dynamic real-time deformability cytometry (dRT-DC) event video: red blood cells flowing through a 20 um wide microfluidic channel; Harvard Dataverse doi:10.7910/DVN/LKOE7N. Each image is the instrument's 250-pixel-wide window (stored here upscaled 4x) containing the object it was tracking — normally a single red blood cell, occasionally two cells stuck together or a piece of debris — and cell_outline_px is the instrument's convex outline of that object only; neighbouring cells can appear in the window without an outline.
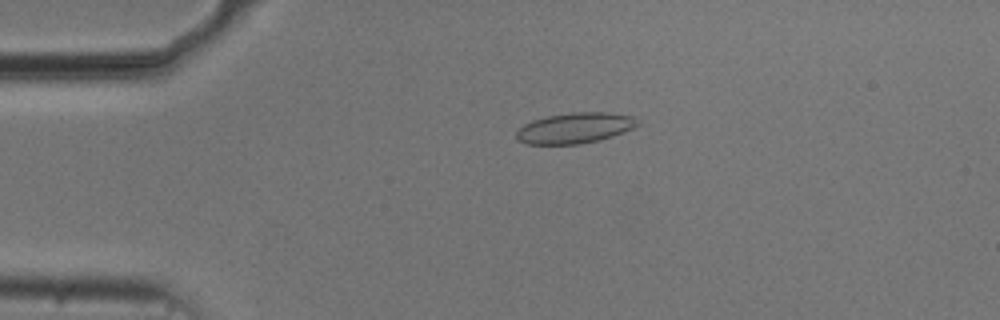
{"species": "common noctule bat (a hibernating species)", "species_latin": "Nyctalus noctula", "temperature_condition": "cold", "stored_images_in_passage": 54, "camera_frame_rate_fps": 3000, "um_per_image_px": 0.085, "animal": {"sex": "male", "body_mass_g": 20.5, "forearm_length_mm": 52.5}, "frame": {"image": 1, "passage_image": 12, "time_ms": 3.667, "image_size_px": [1000, 320], "cell_outline_px": [[640, 124], [632, 128], [612, 136], [600, 140], [580, 144], [528, 144], [520, 140], [516, 136], [516, 132], [524, 124], [532, 120], [548, 116], [572, 112], [608, 112], [636, 116]], "centroid_in_image_um": [48.9, 10.87], "position_along_channel_um": 36.1, "area_um2": 21.62}}
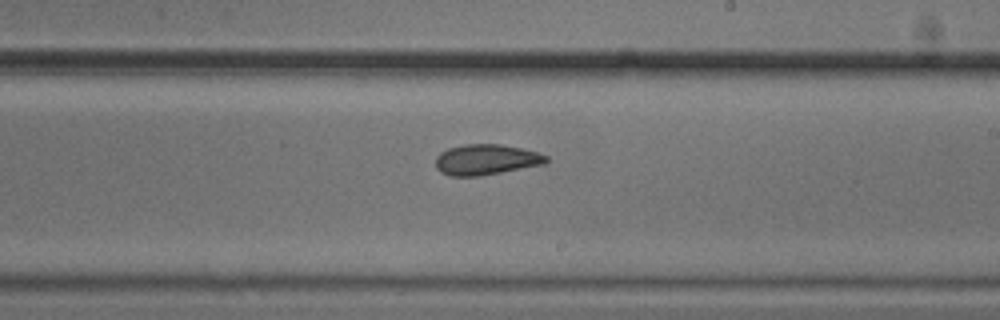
{"frame": {"image": 2, "passage_image": 32, "time_ms": 10.333, "image_size_px": [1000, 320], "cell_outline_px": [[548, 160], [544, 164], [480, 176], [448, 176], [440, 172], [436, 168], [436, 156], [440, 152], [448, 148], [464, 144], [500, 144], [520, 148], [536, 152], [548, 156]], "centroid_in_image_um": [41.28, 13.57], "position_along_channel_um": 247.7, "area_um2": 19.71}}
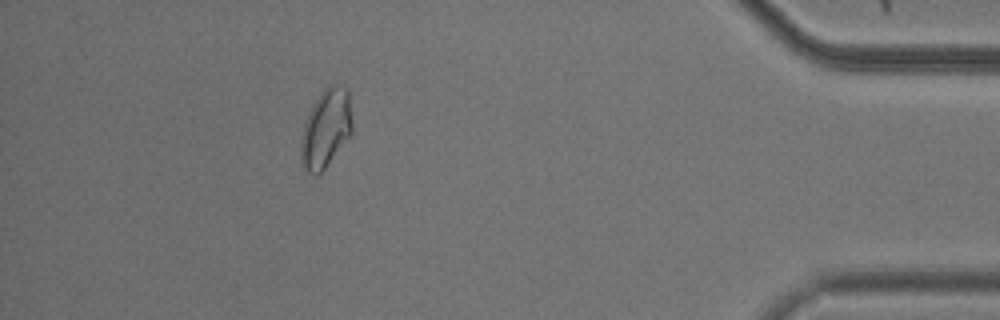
{"frame": {"image": 3, "passage_image": 49, "time_ms": 16.0, "image_size_px": [1000, 320], "cell_outline_px": [[352, 132], [324, 168], [316, 176], [308, 172], [304, 168], [300, 160], [300, 140], [304, 124], [308, 112], [320, 92], [328, 84], [340, 84], [348, 88], [352, 124]], "centroid_in_image_um": [27.68, 10.88], "position_along_channel_um": 407.5, "area_um2": 23.52}, "authors_computed_cell_mechanics": {"area_um2": 21.0392, "velocity_mm_per_s": 3.6937, "shape_relaxation_time_tau1_ms": null, "shape_relaxation_time_tau2_ms": 2.5981, "deformation_change_tau1": null, "deformation_change_tau2": 0.0739}}